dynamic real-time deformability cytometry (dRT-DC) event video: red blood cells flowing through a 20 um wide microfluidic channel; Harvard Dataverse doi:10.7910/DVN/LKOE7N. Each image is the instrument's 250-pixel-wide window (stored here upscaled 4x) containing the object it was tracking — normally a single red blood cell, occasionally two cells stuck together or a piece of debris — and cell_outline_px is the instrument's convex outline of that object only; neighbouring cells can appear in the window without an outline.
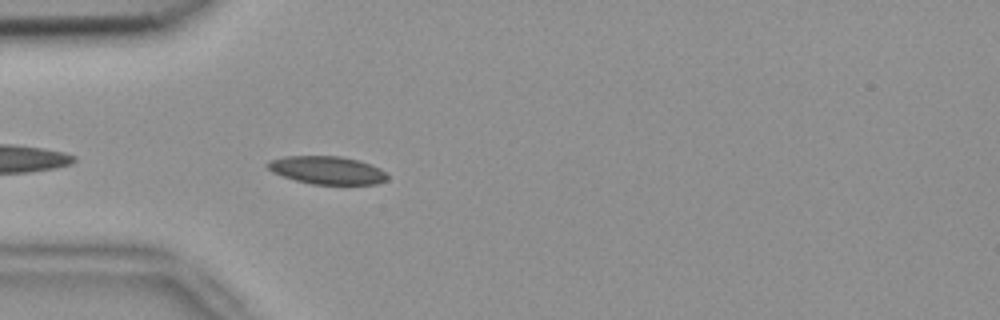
{"species": "common noctule bat (a hibernating species)", "species_latin": "Nyctalus noctula", "temperature_condition": "room temperature", "stored_images_in_passage": 4, "camera_frame_rate_fps": 3000, "um_per_image_px": 0.085, "animal": {"sex": "female", "body_mass_g": 18.4}, "frame": {"image": 1, "passage_image": 4, "time_ms": 1.0, "image_size_px": [1000, 320], "cell_outline_px": [[388, 180], [376, 184], [312, 184], [296, 180], [272, 172], [264, 164], [268, 160], [284, 156], [340, 156], [360, 160], [372, 164], [388, 172]], "centroid_in_image_um": [27.83, 14.45], "position_along_channel_um": 57.2, "area_um2": 19.77}}